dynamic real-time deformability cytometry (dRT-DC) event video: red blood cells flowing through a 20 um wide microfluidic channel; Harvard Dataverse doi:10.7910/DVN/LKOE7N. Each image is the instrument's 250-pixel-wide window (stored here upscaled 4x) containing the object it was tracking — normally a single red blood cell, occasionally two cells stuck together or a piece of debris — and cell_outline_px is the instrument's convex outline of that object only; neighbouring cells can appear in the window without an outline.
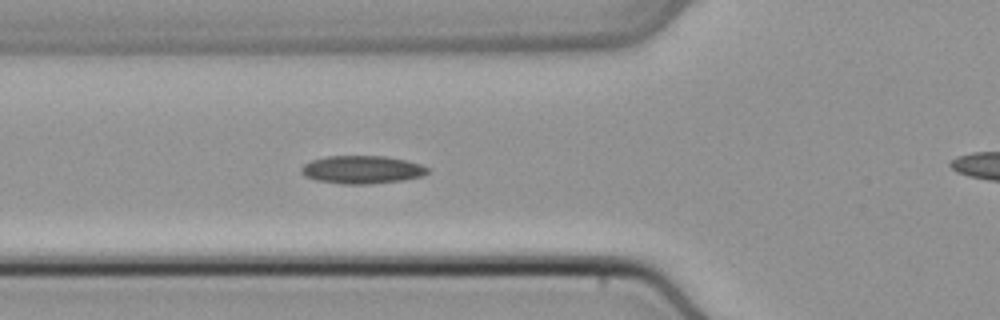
{"species": "common noctule bat (a hibernating species)", "species_latin": "Nyctalus noctula", "temperature_condition": "cold", "stored_images_in_passage": 43, "camera_frame_rate_fps": 3000, "um_per_image_px": 0.085, "animal": {"sex": "male", "body_mass_g": 21.5, "forearm_length_mm": 52.0}, "frame": {"image": 1, "passage_image": 18, "time_ms": 5.667, "image_size_px": [1000, 320], "cell_outline_px": [[428, 172], [420, 176], [404, 180], [372, 184], [344, 184], [316, 180], [304, 176], [300, 172], [300, 168], [304, 164], [312, 160], [328, 156], [384, 156], [404, 160], [420, 164], [428, 168]], "centroid_in_image_um": [30.73, 14.42], "position_along_channel_um": 95.1, "area_um2": 20.52}}
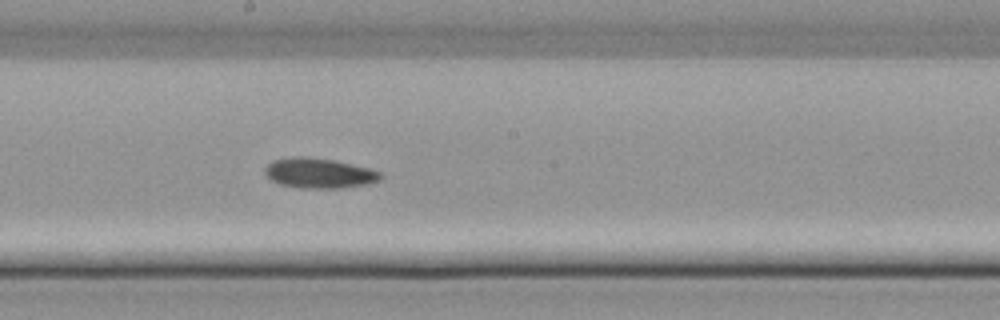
{"frame": {"image": 2, "passage_image": 27, "time_ms": 8.667, "image_size_px": [1000, 320], "cell_outline_px": [[384, 176], [380, 180], [364, 184], [340, 188], [300, 188], [280, 184], [272, 180], [264, 172], [264, 168], [272, 160], [300, 156], [304, 156], [332, 160], [368, 168], [380, 172]], "centroid_in_image_um": [27.1, 14.72], "position_along_channel_um": 221.1, "area_um2": 20.0}}
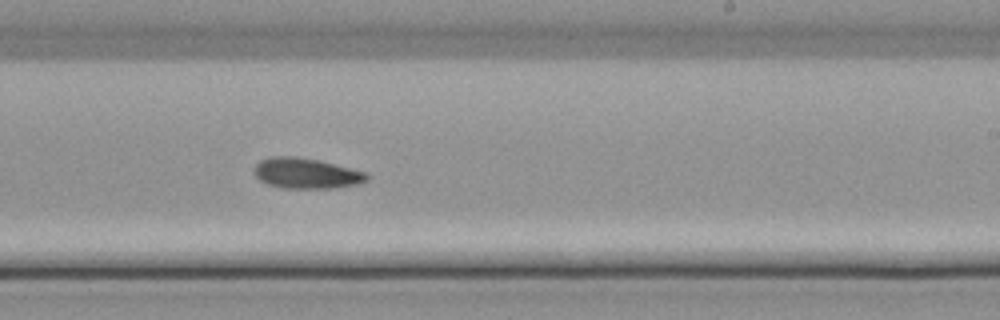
{"frame": {"image": 3, "passage_image": 30, "time_ms": 9.667, "image_size_px": [1000, 320], "cell_outline_px": [[368, 180], [356, 184], [336, 188], [284, 188], [268, 184], [260, 180], [252, 172], [256, 164], [260, 160], [272, 156], [292, 156], [316, 160], [364, 172], [368, 176]], "centroid_in_image_um": [25.97, 14.74], "position_along_channel_um": 263.0, "area_um2": 19.71}}